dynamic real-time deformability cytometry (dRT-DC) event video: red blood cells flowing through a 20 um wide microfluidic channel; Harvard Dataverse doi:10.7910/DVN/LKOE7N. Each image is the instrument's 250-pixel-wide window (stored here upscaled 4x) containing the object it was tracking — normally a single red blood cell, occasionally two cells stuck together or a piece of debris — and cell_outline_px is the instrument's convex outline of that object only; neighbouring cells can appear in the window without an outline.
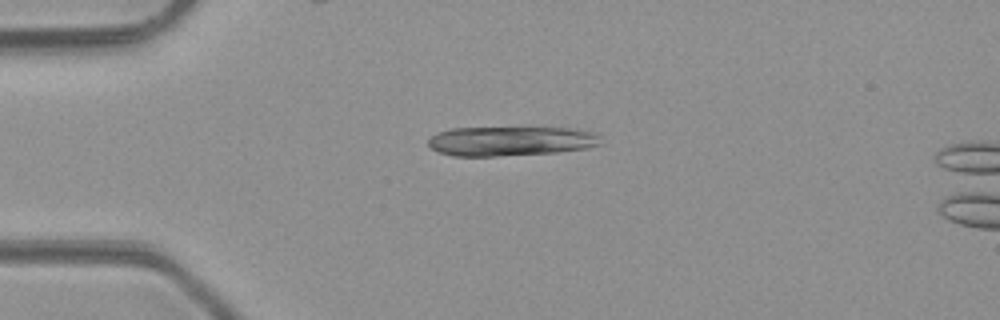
{"species": "common noctule bat (a hibernating species)", "species_latin": "Nyctalus noctula", "temperature_condition": "room temperature", "stored_images_in_passage": 4, "camera_frame_rate_fps": 3000, "um_per_image_px": 0.085, "animal": {"sex": "male", "body_mass_g": 23.1, "forearm_length_mm": 52.7}, "frame": {"image": 1, "passage_image": 3, "time_ms": 2.333, "image_size_px": [1000, 320], "cell_outline_px": [[600, 144], [588, 148], [556, 152], [496, 156], [452, 156], [440, 152], [432, 148], [428, 144], [428, 140], [436, 132], [452, 128], [572, 128], [592, 132], [600, 136]], "centroid_in_image_um": [43.4, 11.99], "position_along_channel_um": 41.6, "area_um2": 29.54}}